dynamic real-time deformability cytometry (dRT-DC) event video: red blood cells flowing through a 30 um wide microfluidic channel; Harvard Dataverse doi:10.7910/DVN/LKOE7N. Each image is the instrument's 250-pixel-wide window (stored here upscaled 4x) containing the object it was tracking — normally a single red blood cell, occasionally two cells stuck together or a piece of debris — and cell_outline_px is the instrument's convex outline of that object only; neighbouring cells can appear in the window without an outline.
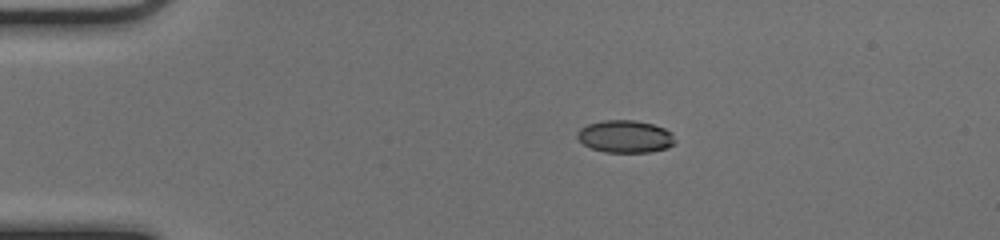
{"species": "common noctule bat (a hibernating species)", "species_latin": "Nyctalus noctula", "temperature_condition": "cold", "stored_images_in_passage": 41, "camera_frame_rate_fps": 3000, "um_per_image_px": 0.085, "animal": {"sex": "female", "body_mass_g": 17.0, "forearm_length_mm": 48.0}, "frame": {"image": 1, "passage_image": 1, "time_ms": 0.0, "image_size_px": [1000, 240], "cell_outline_px": [[676, 140], [668, 148], [648, 152], [604, 152], [592, 148], [584, 144], [576, 136], [576, 132], [580, 128], [588, 124], [604, 120], [632, 120], [652, 124], [664, 128], [672, 132]], "centroid_in_image_um": [53.14, 11.6], "position_along_channel_um": 31.9, "area_um2": 18.44}}
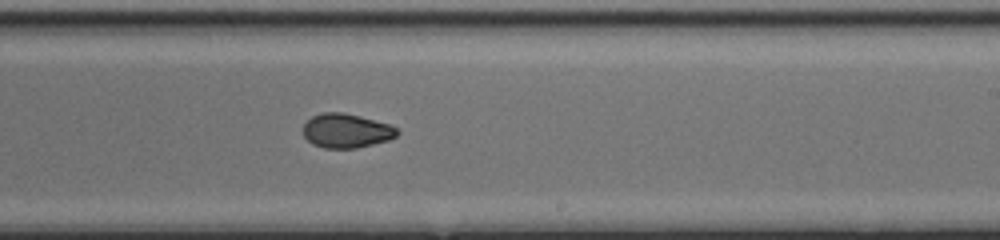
{"frame": {"image": 2, "passage_image": 22, "time_ms": 7.0, "image_size_px": [1000, 240], "cell_outline_px": [[400, 132], [396, 136], [388, 140], [356, 148], [324, 148], [312, 144], [304, 136], [304, 124], [312, 116], [324, 112], [344, 112], [360, 116], [388, 124], [396, 128]], "centroid_in_image_um": [29.43, 11.11], "position_along_channel_um": 259.6, "area_um2": 18.61}}
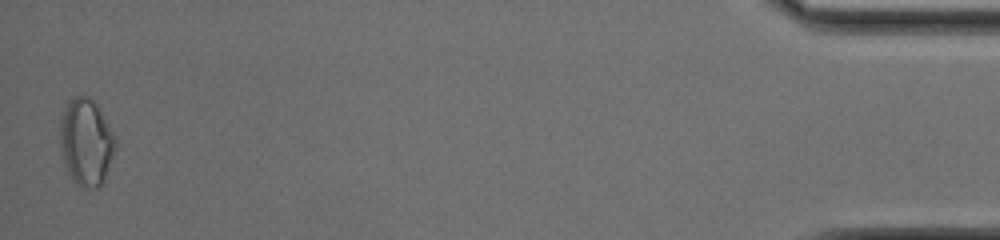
{"frame": {"image": 3, "passage_image": 41, "time_ms": 13.333, "image_size_px": [1000, 240], "cell_outline_px": [[116, 148], [104, 184], [96, 188], [80, 188], [72, 180], [64, 164], [60, 144], [60, 120], [64, 108], [76, 96], [88, 96], [100, 108], [116, 136]], "centroid_in_image_um": [7.35, 12.12], "position_along_channel_um": 427.8, "area_um2": 28.5}, "authors_computed_cell_mechanics": {"area_um2": 19.5364, "velocity_mm_per_s": 4.0805, "shape_relaxation_time_tau1_ms": 6.9851, "shape_relaxation_time_tau2_ms": 3.4116, "deformation_change_tau1": 0.1819, "deformation_change_tau2": 0.0671}}